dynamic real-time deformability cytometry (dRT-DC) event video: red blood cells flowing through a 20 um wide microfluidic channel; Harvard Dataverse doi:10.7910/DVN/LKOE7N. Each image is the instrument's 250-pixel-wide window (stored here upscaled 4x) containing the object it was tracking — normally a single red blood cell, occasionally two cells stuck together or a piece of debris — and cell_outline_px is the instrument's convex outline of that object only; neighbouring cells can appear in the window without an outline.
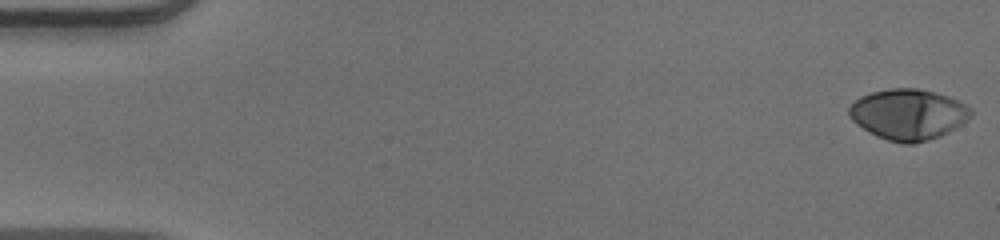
{"species": "human", "species_latin": "Homo sapiens", "temperature_condition": "warm", "stored_images_in_passage": 52, "camera_frame_rate_fps": 3000, "um_per_image_px": 0.085, "donor": {"sex": "male"}, "frame": {"image": 1, "passage_image": 1, "time_ms": 0.0, "image_size_px": [1000, 240], "cell_outline_px": [[972, 112], [968, 120], [956, 128], [940, 136], [928, 140], [912, 144], [904, 144], [888, 140], [876, 136], [856, 124], [848, 116], [848, 108], [860, 96], [872, 92], [888, 88], [916, 88], [948, 96], [972, 108]], "centroid_in_image_um": [77.19, 9.73], "position_along_channel_um": 7.8, "area_um2": 36.01}}
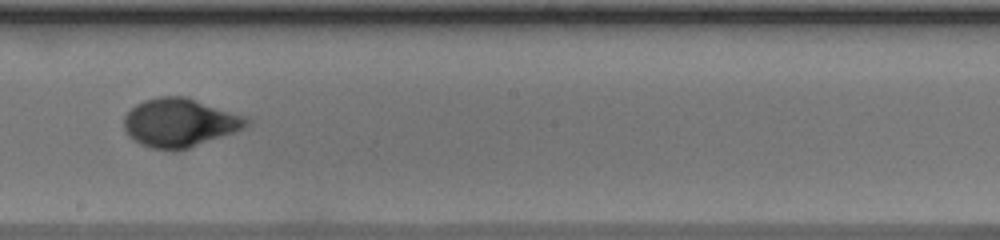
{"frame": {"image": 2, "passage_image": 30, "time_ms": 9.667, "image_size_px": [1000, 240], "cell_outline_px": [[252, 120], [244, 128], [236, 132], [188, 148], [172, 152], [152, 148], [140, 144], [128, 136], [124, 128], [124, 116], [136, 104], [144, 100], [156, 96], [188, 96], [248, 116]], "centroid_in_image_um": [15.31, 10.42], "position_along_channel_um": 232.9, "area_um2": 35.37}}
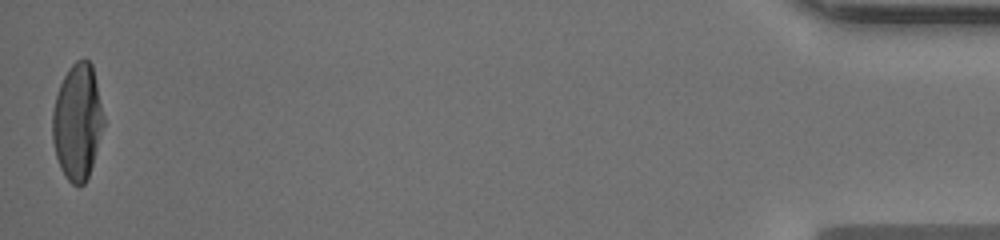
{"frame": {"image": 3, "passage_image": 52, "time_ms": 17.0, "image_size_px": [1000, 240], "cell_outline_px": [[104, 124], [92, 164], [88, 176], [84, 184], [72, 184], [64, 176], [60, 168], [56, 156], [52, 140], [52, 112], [56, 96], [60, 84], [68, 68], [76, 60], [88, 60], [92, 64], [104, 116]], "centroid_in_image_um": [6.56, 10.35], "position_along_channel_um": 428.6, "area_um2": 34.39}, "authors_computed_cell_mechanics": {"area_um2": 34.0731, "velocity_mm_per_s": 3.9441, "shape_relaxation_time_tau1_ms": 5.0001, "shape_relaxation_time_tau2_ms": null, "deformation_change_tau1": 0.2635, "deformation_change_tau2": null}}